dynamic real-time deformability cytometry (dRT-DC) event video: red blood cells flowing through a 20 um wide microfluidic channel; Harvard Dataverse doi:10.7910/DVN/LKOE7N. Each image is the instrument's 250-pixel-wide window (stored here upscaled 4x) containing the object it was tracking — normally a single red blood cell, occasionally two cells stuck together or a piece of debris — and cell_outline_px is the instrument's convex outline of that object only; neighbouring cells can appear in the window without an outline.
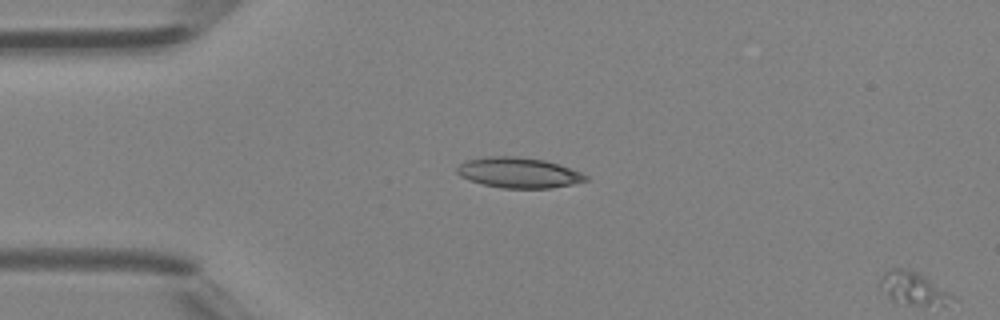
{"species": "Egyptian fruit bat (a non-hibernating species)", "species_latin": "Rousettus aegyptiacus", "temperature_condition": "room temperature", "stored_images_in_passage": 11, "segment_of_instrument_passage": [2, 2], "camera_frame_rate_fps": 3000, "um_per_image_px": 0.085, "animal": {"sex": "female"}, "frame": {"image": 1, "passage_image": 11, "time_ms": 3.333, "image_size_px": [1000, 320], "cell_outline_px": [[960, 300], [944, 304], [896, 304], [888, 296], [880, 284], [880, 280], [884, 272], [892, 268], [904, 268], [920, 272]], "centroid_in_image_um": [77.65, 24.5], "position_along_channel_um": 7.3, "area_um2": 13.76}}